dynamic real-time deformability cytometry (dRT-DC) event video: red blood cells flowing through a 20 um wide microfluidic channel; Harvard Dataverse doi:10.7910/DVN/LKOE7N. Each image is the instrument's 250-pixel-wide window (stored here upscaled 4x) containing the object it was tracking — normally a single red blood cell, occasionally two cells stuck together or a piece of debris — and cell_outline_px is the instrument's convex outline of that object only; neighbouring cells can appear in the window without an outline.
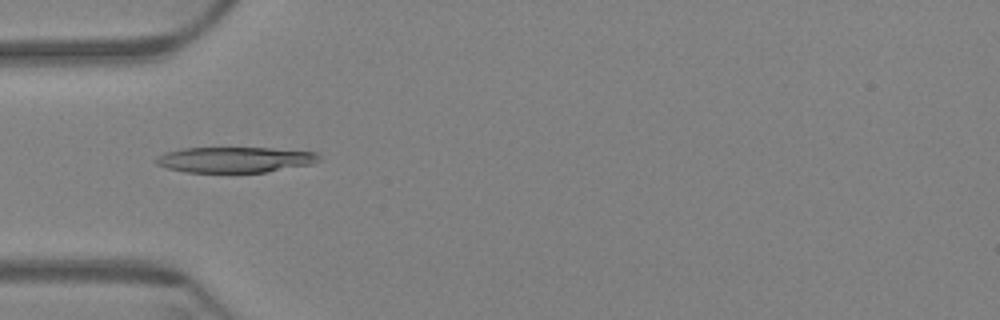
{"species": "Egyptian fruit bat (a non-hibernating species)", "species_latin": "Rousettus aegyptiacus", "temperature_condition": "warm", "stored_images_in_passage": 60, "camera_frame_rate_fps": 3000, "um_per_image_px": 0.085, "animal": {"sex": "female"}, "frame": {"image": 1, "passage_image": 19, "time_ms": 6.0, "image_size_px": [1000, 320], "cell_outline_px": [[320, 160], [312, 164], [268, 172], [184, 172], [168, 168], [156, 164], [156, 156], [164, 152], [180, 148], [272, 148], [316, 152], [320, 156]], "centroid_in_image_um": [19.96, 13.57], "position_along_channel_um": 65.0, "area_um2": 24.45}}
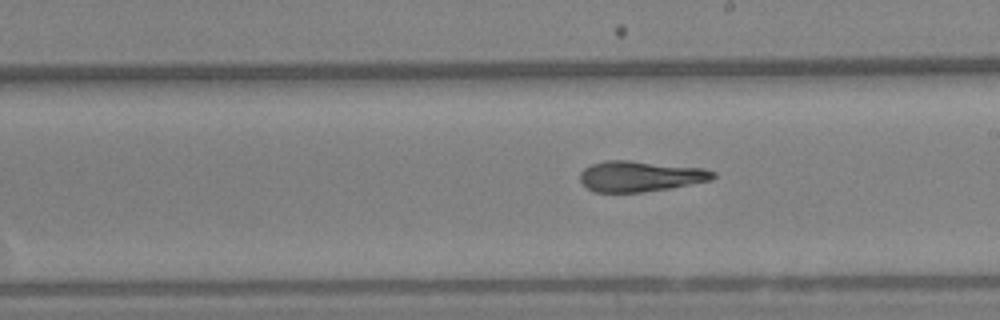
{"frame": {"image": 2, "passage_image": 34, "time_ms": 11.0, "image_size_px": [1000, 320], "cell_outline_px": [[716, 176], [712, 180], [668, 188], [640, 192], [592, 192], [580, 180], [580, 172], [584, 168], [592, 164], [604, 160], [628, 160], [704, 168], [716, 172]], "centroid_in_image_um": [54.41, 14.97], "position_along_channel_um": 234.6, "area_um2": 23.7}}
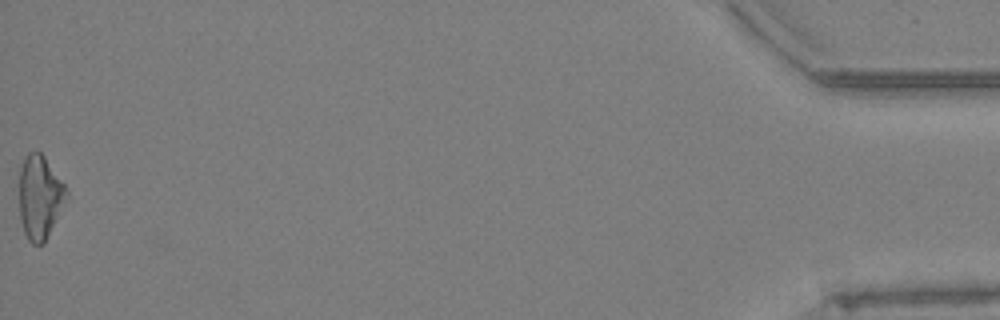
{"frame": {"image": 3, "passage_image": 60, "time_ms": 19.667, "image_size_px": [1000, 320], "cell_outline_px": [[68, 196], [44, 244], [32, 244], [28, 240], [24, 232], [20, 220], [20, 168], [24, 156], [28, 152], [40, 152], [44, 156], [64, 184], [68, 192]], "centroid_in_image_um": [3.38, 16.76], "position_along_channel_um": 431.8, "area_um2": 22.89}, "authors_computed_cell_mechanics": {"area_um2": 23.8714, "velocity_mm_per_s": 3.4262, "shape_relaxation_time_tau1_ms": null, "shape_relaxation_time_tau2_ms": 3.2526, "deformation_change_tau1": null, "deformation_change_tau2": 0.1135}}